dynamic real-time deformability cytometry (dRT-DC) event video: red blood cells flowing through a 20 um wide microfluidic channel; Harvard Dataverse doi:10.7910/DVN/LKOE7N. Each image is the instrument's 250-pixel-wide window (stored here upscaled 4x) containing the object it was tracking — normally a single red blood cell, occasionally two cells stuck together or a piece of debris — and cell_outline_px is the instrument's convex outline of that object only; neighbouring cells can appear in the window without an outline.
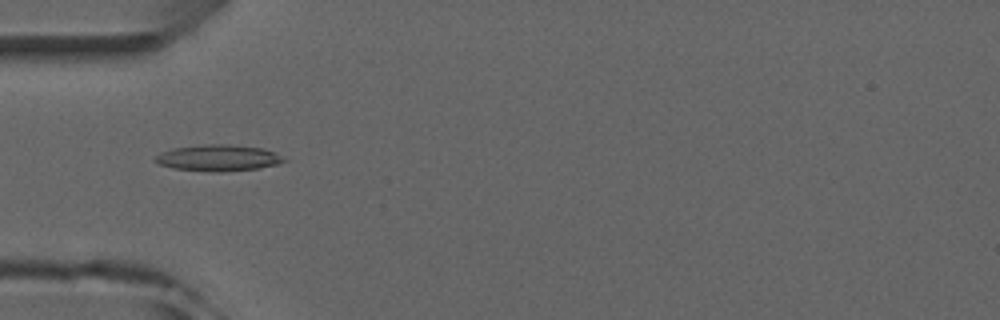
{"species": "common noctule bat (a hibernating species)", "species_latin": "Nyctalus noctula", "temperature_condition": "room temperature", "stored_images_in_passage": 5, "camera_frame_rate_fps": 3000, "um_per_image_px": 0.085, "animal": {"sex": "male", "forearm_length_mm": 52.5}, "frame": {"image": 1, "passage_image": 4, "time_ms": 4.333, "image_size_px": [1000, 320], "cell_outline_px": [[288, 160], [276, 164], [260, 168], [220, 172], [216, 172], [172, 168], [160, 164], [152, 160], [160, 152], [176, 148], [208, 144], [224, 144], [264, 148]], "centroid_in_image_um": [18.53, 13.43], "position_along_channel_um": 66.5, "area_um2": 19.48}}
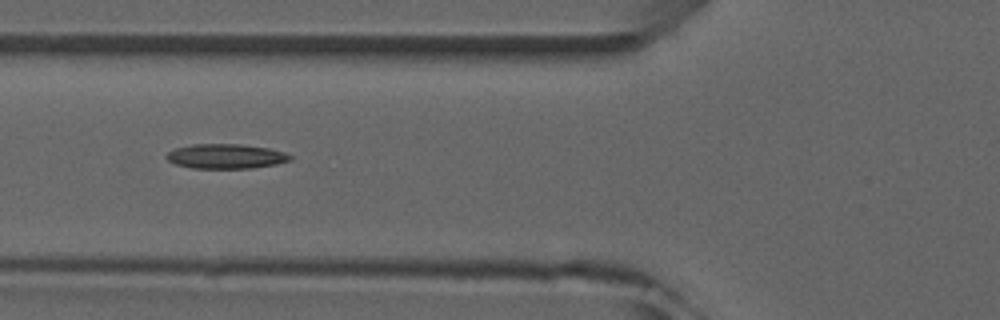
{"frame": {"image": 2, "passage_image": 5, "time_ms": 5.333, "image_size_px": [1000, 320], "cell_outline_px": [[292, 160], [276, 164], [252, 168], [192, 168], [176, 164], [168, 160], [164, 156], [168, 152], [176, 148], [192, 144], [240, 144], [268, 148], [284, 152], [292, 156]], "centroid_in_image_um": [19.2, 13.28], "position_along_channel_um": 106.6, "area_um2": 17.74}}